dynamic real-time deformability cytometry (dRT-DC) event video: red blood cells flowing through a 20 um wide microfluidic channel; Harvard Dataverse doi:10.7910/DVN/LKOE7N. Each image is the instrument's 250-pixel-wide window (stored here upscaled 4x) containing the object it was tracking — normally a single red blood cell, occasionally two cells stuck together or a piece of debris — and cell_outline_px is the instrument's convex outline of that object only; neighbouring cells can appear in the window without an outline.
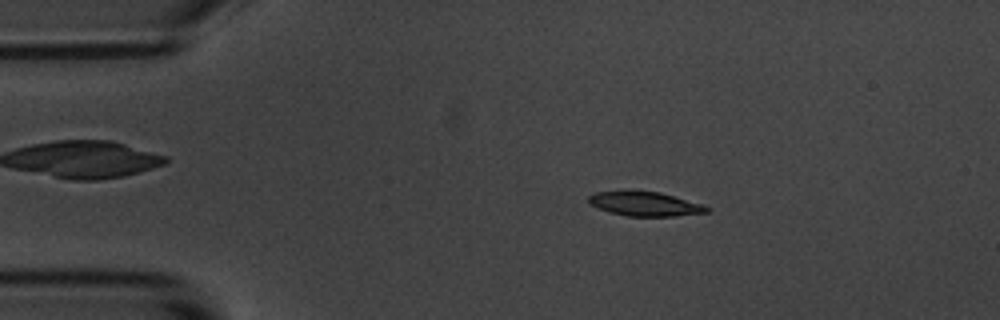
{"species": "common noctule bat (a hibernating species)", "species_latin": "Nyctalus noctula", "temperature_condition": "room temperature", "stored_images_in_passage": 4, "camera_frame_rate_fps": 3000, "um_per_image_px": 0.085, "animal": {"sex": "male", "body_mass_g": 20.1, "forearm_length_mm": 53.5}, "frame": {"image": 1, "passage_image": 3, "time_ms": 2.0, "image_size_px": [1000, 320], "cell_outline_px": [[712, 208], [708, 212], [672, 216], [628, 216], [612, 212], [588, 204], [588, 196], [596, 192], [620, 188], [628, 188], [660, 192], [700, 204]], "centroid_in_image_um": [54.73, 17.28], "position_along_channel_um": 30.3, "area_um2": 17.17}}